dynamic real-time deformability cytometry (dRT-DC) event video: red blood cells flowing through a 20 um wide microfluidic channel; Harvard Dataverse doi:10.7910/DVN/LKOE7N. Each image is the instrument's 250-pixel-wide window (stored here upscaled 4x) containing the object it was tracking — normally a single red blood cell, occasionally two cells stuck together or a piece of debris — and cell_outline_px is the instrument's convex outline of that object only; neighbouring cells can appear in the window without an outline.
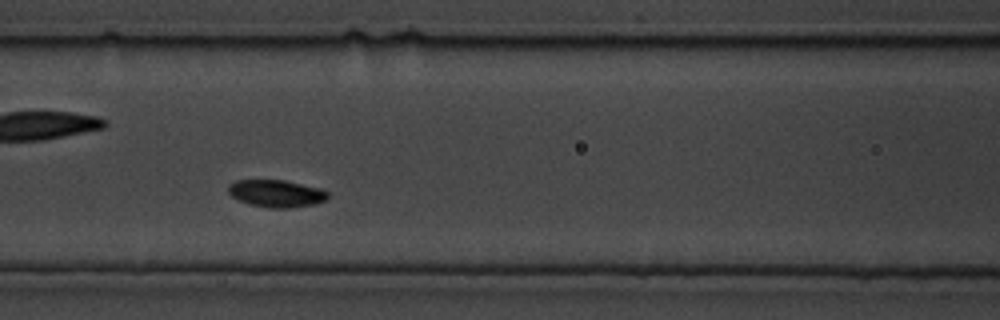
{"species": "common noctule bat (a hibernating species)", "species_latin": "Nyctalus noctula", "temperature_condition": "cold", "stored_images_in_passage": 71, "camera_frame_rate_fps": 3000, "um_per_image_px": 0.085, "animal": {"sex": "male", "body_mass_g": 19.5, "forearm_length_mm": 54.6}, "frame": {"image": 1, "passage_image": 17, "time_ms": 5.333, "image_size_px": [1000, 320], "cell_outline_px": [[328, 196], [324, 200], [316, 204], [288, 208], [272, 208], [252, 204], [240, 200], [232, 196], [228, 192], [228, 184], [236, 180], [284, 180], [320, 188], [328, 192]], "centroid_in_image_um": [23.49, 16.43], "position_along_channel_um": 143.1, "area_um2": 15.66}}
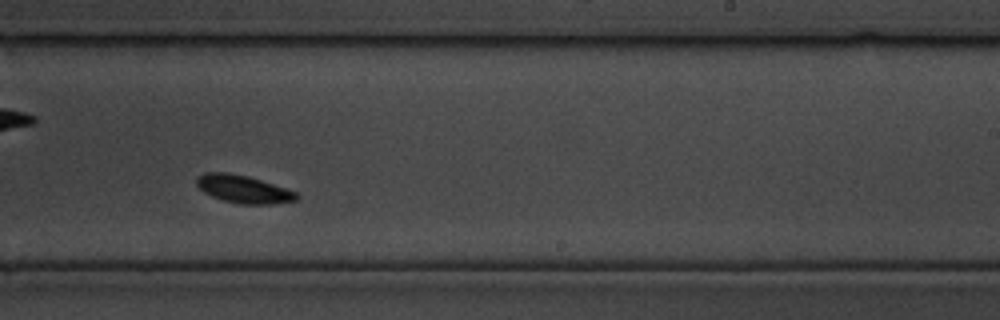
{"frame": {"image": 2, "passage_image": 35, "time_ms": 11.333, "image_size_px": [1000, 320], "cell_outline_px": [[300, 196], [296, 200], [272, 204], [240, 204], [224, 200], [212, 196], [204, 192], [196, 184], [196, 176], [204, 172], [228, 172], [248, 176], [296, 192]], "centroid_in_image_um": [20.65, 16.06], "position_along_channel_um": 268.3, "area_um2": 16.07}}
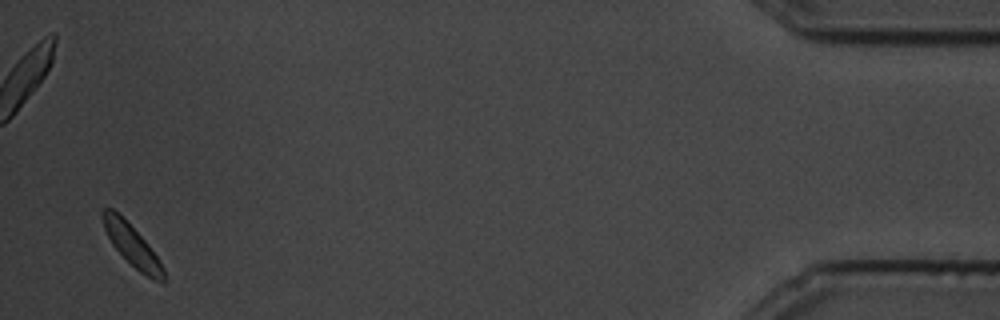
{"frame": {"image": 3, "passage_image": 68, "time_ms": 22.333, "image_size_px": [1000, 320], "cell_outline_px": [[164, 284], [152, 280], [140, 272], [112, 244], [104, 228], [100, 216], [100, 212], [104, 208], [112, 208], [124, 216], [148, 244], [160, 260], [164, 268]], "centroid_in_image_um": [11.22, 20.81], "position_along_channel_um": 424.0, "area_um2": 14.8}}